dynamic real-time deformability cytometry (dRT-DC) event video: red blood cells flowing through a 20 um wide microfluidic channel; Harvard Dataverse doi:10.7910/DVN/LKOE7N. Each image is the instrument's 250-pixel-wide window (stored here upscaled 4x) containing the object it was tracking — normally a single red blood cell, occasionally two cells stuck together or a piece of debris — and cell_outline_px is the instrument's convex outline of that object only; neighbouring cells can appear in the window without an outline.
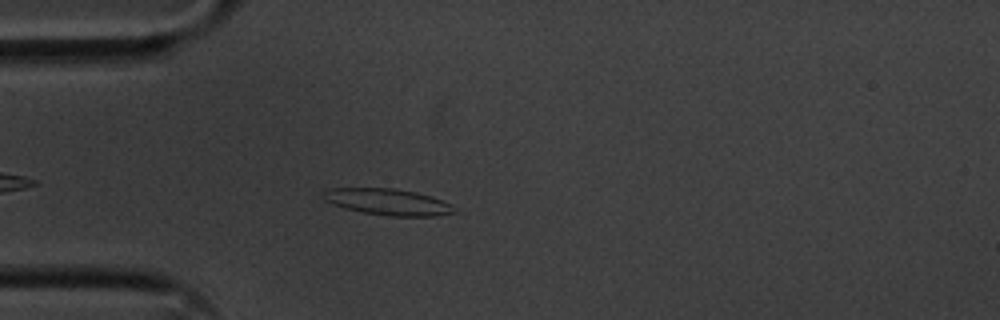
{"species": "common noctule bat (a hibernating species)", "species_latin": "Nyctalus noctula", "temperature_condition": "cold", "stored_images_in_passage": 34, "camera_frame_rate_fps": 3000, "um_per_image_px": 0.085, "animal": {"sex": "male", "body_mass_g": 20.1, "forearm_length_mm": 53.5}, "frame": {"image": 1, "passage_image": 6, "time_ms": 1.667, "image_size_px": [1000, 320], "cell_outline_px": [[456, 212], [436, 216], [388, 216], [364, 212], [344, 208], [332, 204], [324, 200], [320, 196], [320, 192], [328, 188], [392, 188], [416, 192], [432, 196], [456, 208]], "centroid_in_image_um": [32.9, 17.15], "position_along_channel_um": 52.1, "area_um2": 20.23}}
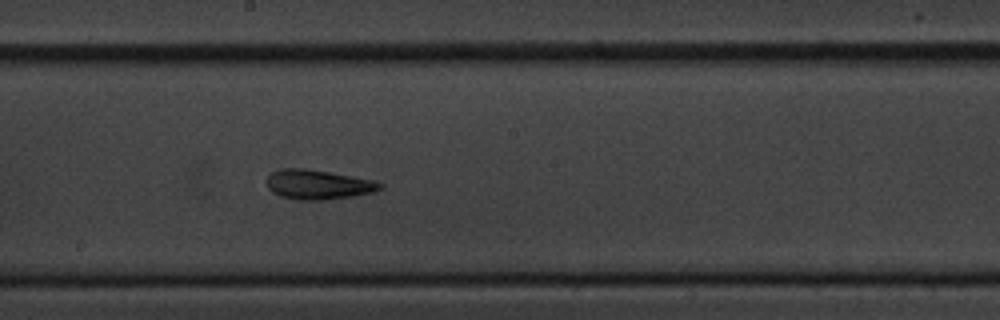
{"frame": {"image": 2, "passage_image": 21, "time_ms": 6.667, "image_size_px": [1000, 320], "cell_outline_px": [[384, 184], [380, 188], [372, 192], [352, 196], [324, 200], [300, 200], [280, 196], [272, 192], [268, 188], [264, 180], [272, 172], [280, 168], [308, 168], [368, 180]], "centroid_in_image_um": [26.92, 15.69], "position_along_channel_um": 221.3, "area_um2": 19.31}}
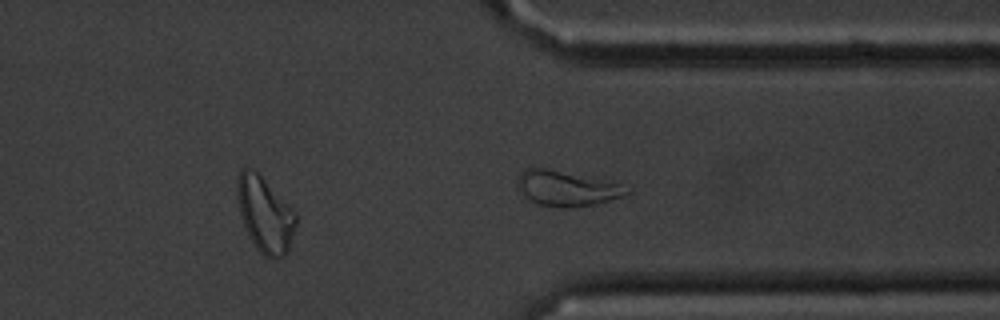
{"frame": {"image": 3, "passage_image": 33, "time_ms": 10.667, "image_size_px": [1000, 320], "cell_outline_px": [[296, 224], [288, 252], [280, 260], [264, 256], [256, 248], [240, 216], [236, 196], [236, 180], [240, 172], [244, 168], [252, 168], [296, 212]], "centroid_in_image_um": [22.52, 18.26], "position_along_channel_um": 388.9, "area_um2": 25.61}, "authors_computed_cell_mechanics": {"area_um2": 18.9006, "velocity_mm_per_s": 3.5562, "shape_relaxation_time_tau1_ms": 2.9006, "shape_relaxation_time_tau2_ms": 3.1833, "deformation_change_tau1": 0.1679, "deformation_change_tau2": 0.1323}}